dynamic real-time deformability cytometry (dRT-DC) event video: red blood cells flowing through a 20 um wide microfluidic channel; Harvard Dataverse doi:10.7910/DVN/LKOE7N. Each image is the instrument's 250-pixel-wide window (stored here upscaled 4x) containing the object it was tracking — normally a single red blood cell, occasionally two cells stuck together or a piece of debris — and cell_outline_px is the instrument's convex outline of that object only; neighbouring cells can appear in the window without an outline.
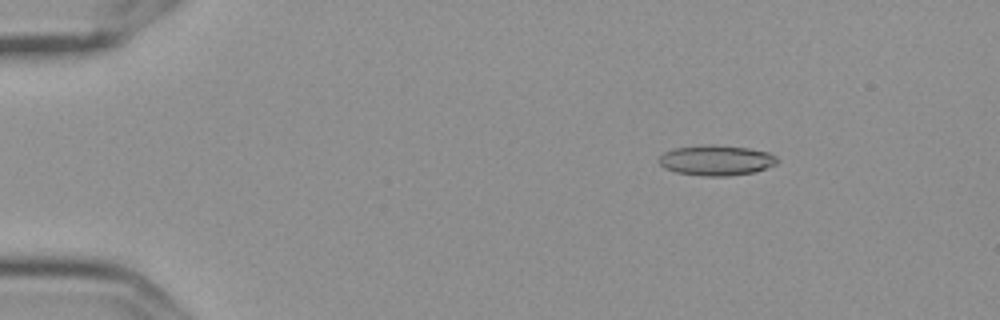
{"species": "Egyptian fruit bat (a non-hibernating species)", "species_latin": "Rousettus aegyptiacus", "temperature_condition": "cold", "stored_images_in_passage": 9, "camera_frame_rate_fps": 3000, "um_per_image_px": 0.085, "frame": {"image": 1, "passage_image": 3, "time_ms": 0.667, "image_size_px": [1000, 320], "cell_outline_px": [[780, 160], [776, 164], [756, 172], [728, 176], [704, 176], [676, 172], [664, 168], [656, 160], [664, 152], [676, 148], [708, 144], [748, 148], [768, 152], [776, 156]], "centroid_in_image_um": [60.89, 13.63], "position_along_channel_um": 24.1, "area_um2": 20.98}}
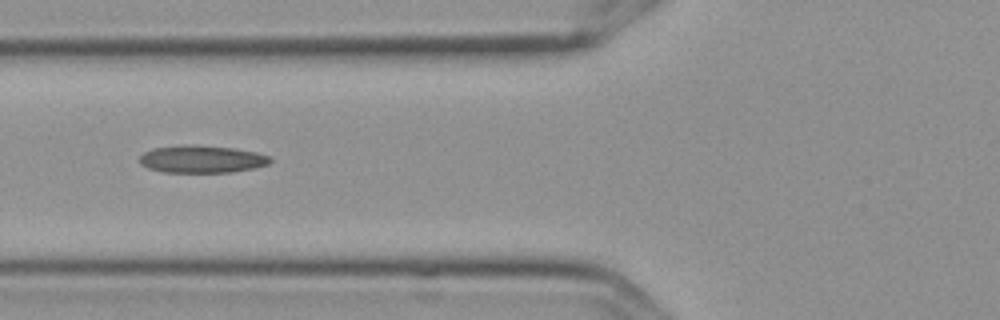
{"frame": {"image": 2, "passage_image": 7, "time_ms": 2.0, "image_size_px": [1000, 320], "cell_outline_px": [[272, 160], [268, 164], [256, 168], [232, 172], [164, 172], [148, 168], [140, 164], [140, 156], [144, 152], [152, 148], [184, 144], [192, 144], [236, 148], [256, 152], [268, 156]], "centroid_in_image_um": [17.15, 13.51], "position_along_channel_um": 108.7, "area_um2": 21.1}}
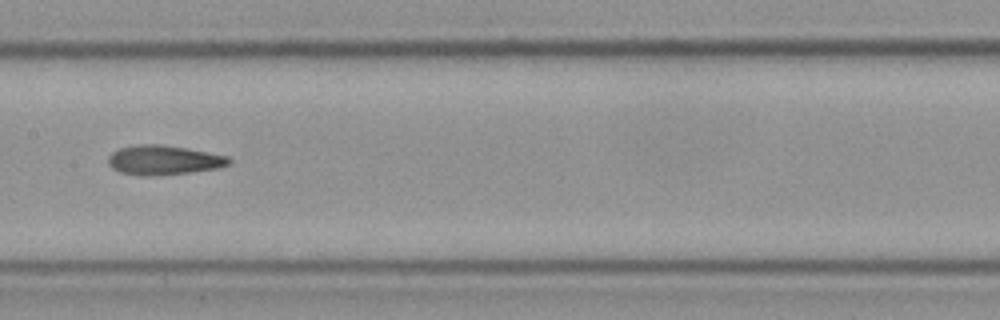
{"frame": {"image": 3, "passage_image": 9, "time_ms": 2.667, "image_size_px": [1000, 320], "cell_outline_px": [[232, 160], [228, 164], [220, 168], [188, 172], [148, 176], [140, 176], [120, 172], [112, 168], [108, 164], [108, 156], [112, 152], [120, 148], [136, 144], [160, 144], [184, 148], [228, 156]], "centroid_in_image_um": [13.87, 13.61], "position_along_channel_um": 193.5, "area_um2": 20.63}}